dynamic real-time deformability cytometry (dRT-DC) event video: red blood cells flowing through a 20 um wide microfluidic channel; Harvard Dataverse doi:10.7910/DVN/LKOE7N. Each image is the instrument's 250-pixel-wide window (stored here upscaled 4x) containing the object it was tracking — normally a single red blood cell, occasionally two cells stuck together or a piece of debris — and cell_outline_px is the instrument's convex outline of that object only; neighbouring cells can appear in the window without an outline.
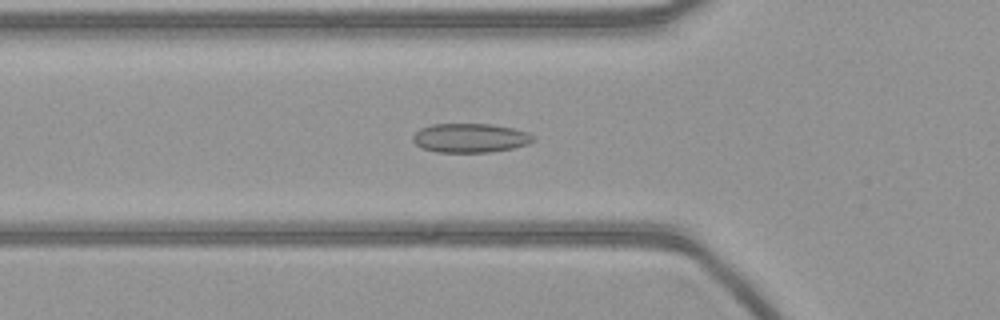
{"species": "common noctule bat (a hibernating species)", "species_latin": "Nyctalus noctula", "temperature_condition": "warm", "stored_images_in_passage": 53, "camera_frame_rate_fps": 3000, "um_per_image_px": 0.085, "animal": {"sex": "female", "body_mass_g": 21.9}, "frame": {"image": 1, "passage_image": 17, "time_ms": 5.333, "image_size_px": [1000, 320], "cell_outline_px": [[536, 140], [528, 144], [512, 148], [492, 152], [436, 152], [420, 148], [412, 140], [412, 136], [420, 128], [432, 124], [492, 124], [512, 128], [528, 132], [536, 136]], "centroid_in_image_um": [39.98, 11.73], "position_along_channel_um": 85.8, "area_um2": 20.63}}
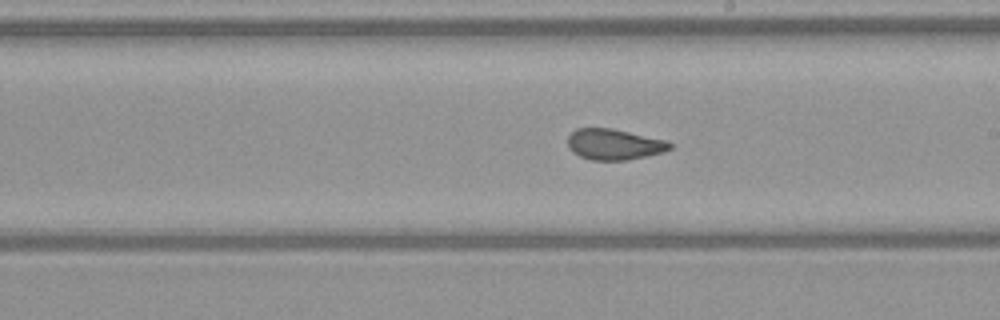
{"frame": {"image": 2, "passage_image": 29, "time_ms": 9.333, "image_size_px": [1000, 320], "cell_outline_px": [[672, 148], [664, 152], [648, 156], [628, 160], [592, 160], [580, 156], [572, 152], [568, 148], [568, 136], [576, 128], [612, 128], [668, 140], [672, 144]], "centroid_in_image_um": [52.23, 12.27], "position_along_channel_um": 236.8, "area_um2": 18.61}}
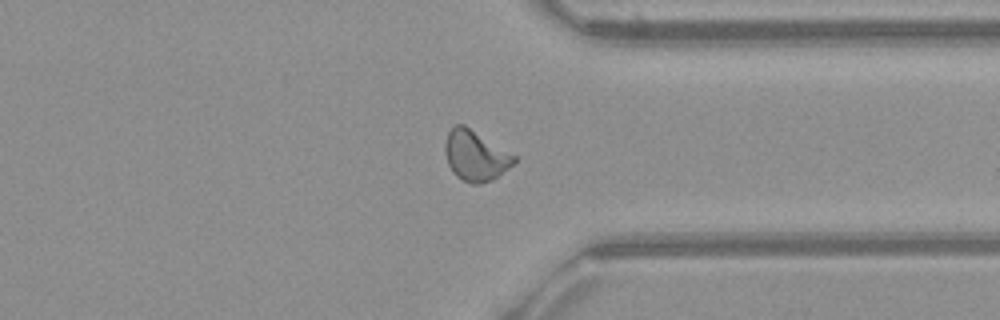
{"frame": {"image": 3, "passage_image": 40, "time_ms": 13.0, "image_size_px": [1000, 320], "cell_outline_px": [[516, 160], [508, 168], [492, 180], [480, 184], [472, 184], [456, 176], [452, 172], [448, 164], [444, 152], [444, 144], [448, 132], [456, 124], [464, 124], [516, 156]], "centroid_in_image_um": [40.38, 13.23], "position_along_channel_um": 371.0, "area_um2": 20.11}}